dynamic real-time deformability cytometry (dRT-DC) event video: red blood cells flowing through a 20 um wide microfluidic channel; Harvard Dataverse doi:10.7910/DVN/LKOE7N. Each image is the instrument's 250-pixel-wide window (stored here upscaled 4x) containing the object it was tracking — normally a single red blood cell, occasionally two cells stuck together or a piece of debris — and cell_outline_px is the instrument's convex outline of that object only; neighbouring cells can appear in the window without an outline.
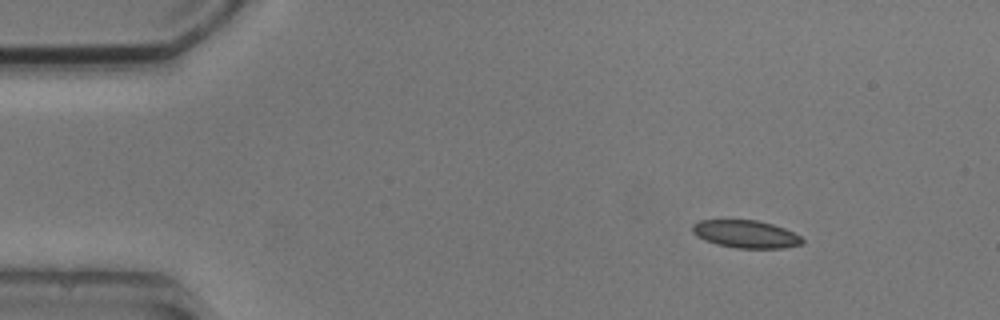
{"species": "common noctule bat (a hibernating species)", "species_latin": "Nyctalus noctula", "temperature_condition": "cold", "stored_images_in_passage": 5, "camera_frame_rate_fps": 3000, "um_per_image_px": 0.085, "animal": {"sex": "male", "body_mass_g": 20.5, "forearm_length_mm": 52.5}, "frame": {"image": 1, "passage_image": 1, "time_ms": 0.0, "image_size_px": [1000, 320], "cell_outline_px": [[804, 240], [800, 244], [784, 248], [736, 248], [716, 244], [704, 240], [696, 236], [692, 232], [692, 224], [700, 220], [756, 220], [772, 224], [784, 228], [800, 236]], "centroid_in_image_um": [63.35, 19.9], "position_along_channel_um": 21.6, "area_um2": 17.69}}
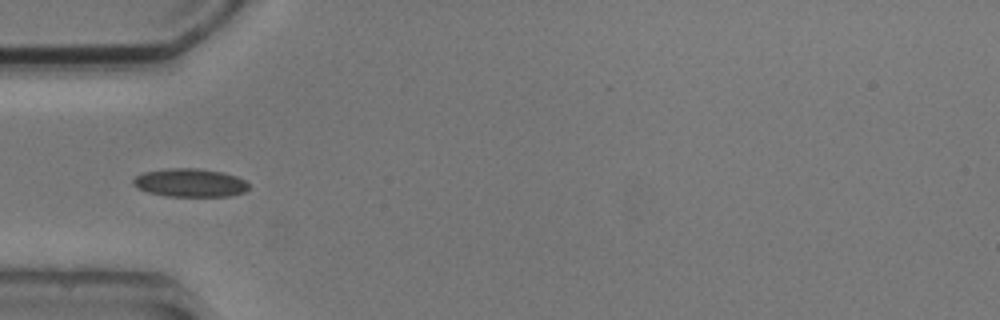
{"frame": {"image": 2, "passage_image": 4, "time_ms": 3.333, "image_size_px": [1000, 320], "cell_outline_px": [[248, 188], [244, 192], [232, 196], [164, 196], [148, 192], [136, 188], [132, 184], [132, 180], [136, 176], [144, 172], [164, 168], [196, 168], [220, 172], [236, 176], [244, 180], [248, 184]], "centroid_in_image_um": [16.11, 15.54], "position_along_channel_um": 68.9, "area_um2": 19.13}}